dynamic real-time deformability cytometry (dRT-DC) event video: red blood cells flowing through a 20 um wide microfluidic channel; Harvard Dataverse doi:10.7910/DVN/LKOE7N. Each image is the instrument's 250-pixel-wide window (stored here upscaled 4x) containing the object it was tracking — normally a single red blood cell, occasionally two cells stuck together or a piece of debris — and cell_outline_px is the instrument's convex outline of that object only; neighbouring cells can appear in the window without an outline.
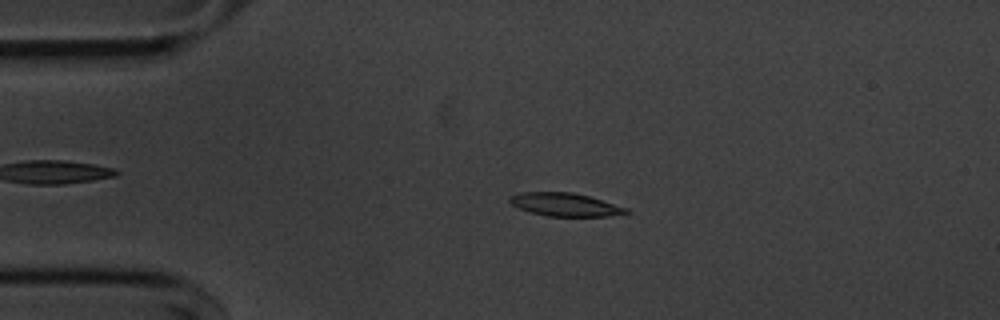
{"species": "common noctule bat (a hibernating species)", "species_latin": "Nyctalus noctula", "temperature_condition": "cold", "stored_images_in_passage": 48, "camera_frame_rate_fps": 3000, "um_per_image_px": 0.085, "animal": {"sex": "male", "body_mass_g": 20.1, "forearm_length_mm": 53.5}, "frame": {"image": 1, "passage_image": 5, "time_ms": 1.333, "image_size_px": [1000, 320], "cell_outline_px": [[632, 212], [608, 216], [548, 216], [532, 212], [520, 208], [512, 204], [508, 200], [508, 196], [520, 192], [572, 192], [588, 196], [628, 208]], "centroid_in_image_um": [48.03, 17.38], "position_along_channel_um": 37.0, "area_um2": 15.61}}
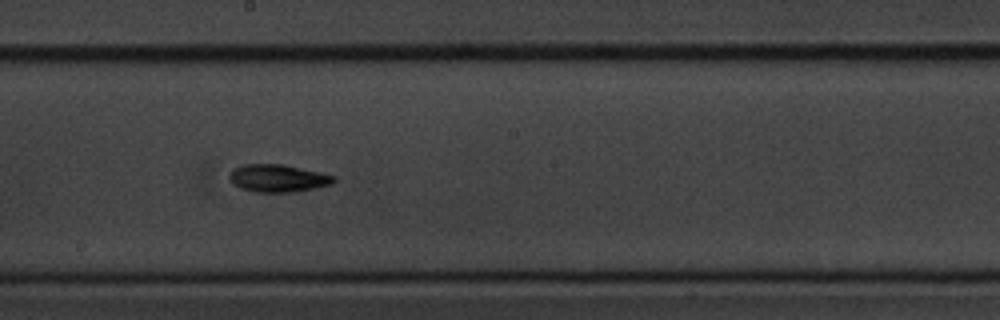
{"frame": {"image": 2, "passage_image": 23, "time_ms": 7.333, "image_size_px": [1000, 320], "cell_outline_px": [[336, 180], [332, 184], [316, 188], [296, 192], [256, 192], [240, 188], [232, 184], [228, 180], [228, 176], [236, 168], [244, 164], [284, 164], [320, 172], [336, 176]], "centroid_in_image_um": [23.64, 15.15], "position_along_channel_um": 224.6, "area_um2": 16.94}}
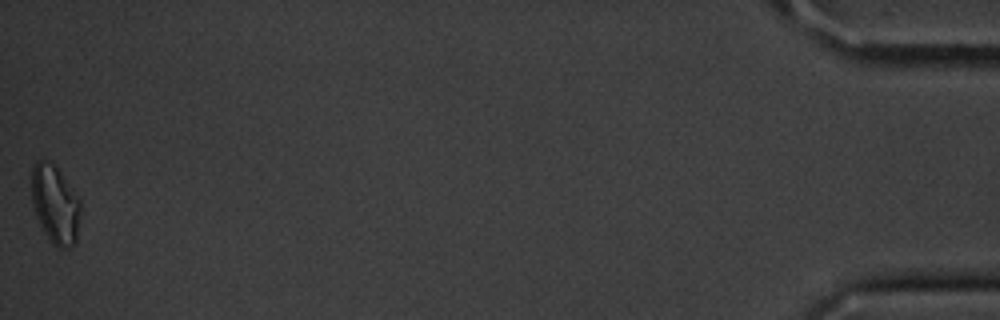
{"frame": {"image": 3, "passage_image": 48, "time_ms": 15.667, "image_size_px": [1000, 320], "cell_outline_px": [[80, 208], [76, 244], [68, 248], [56, 248], [52, 244], [44, 232], [36, 216], [32, 204], [32, 168], [36, 160], [44, 160], [52, 164], [60, 172], [80, 200]], "centroid_in_image_um": [4.68, 17.42], "position_along_channel_um": 430.5, "area_um2": 22.2}, "authors_computed_cell_mechanics": {"area_um2": 16.1551, "velocity_mm_per_s": 3.63, "shape_relaxation_time_tau1_ms": 3.7464, "shape_relaxation_time_tau2_ms": null, "deformation_change_tau1": 0.115, "deformation_change_tau2": null}}